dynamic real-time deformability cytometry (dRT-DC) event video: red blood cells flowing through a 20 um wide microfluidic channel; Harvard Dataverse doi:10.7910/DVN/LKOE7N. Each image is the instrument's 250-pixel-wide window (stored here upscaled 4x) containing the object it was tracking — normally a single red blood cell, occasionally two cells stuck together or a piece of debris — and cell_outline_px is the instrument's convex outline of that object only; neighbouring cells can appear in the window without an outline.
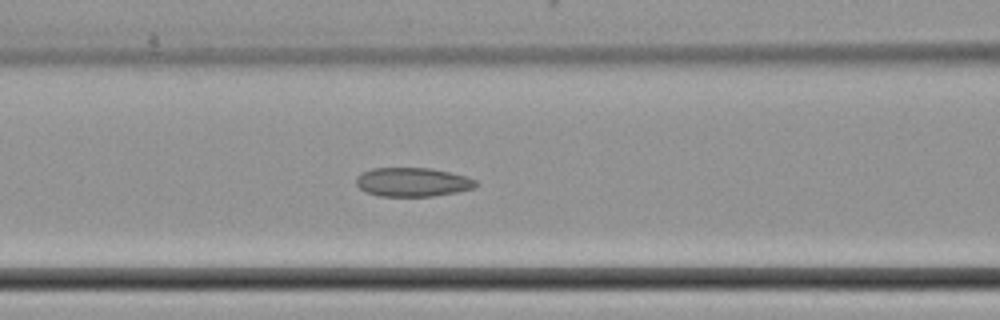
{"species": "common noctule bat (a hibernating species)", "species_latin": "Nyctalus noctula", "temperature_condition": "cold", "stored_images_in_passage": 21, "camera_frame_rate_fps": 3000, "um_per_image_px": 0.085, "animal": {"sex": "female", "body_mass_g": 22.7, "forearm_length_mm": 54.2}, "frame": {"image": 1, "passage_image": 5, "time_ms": 1.333, "image_size_px": [1000, 320], "cell_outline_px": [[480, 184], [476, 188], [456, 192], [432, 196], [380, 196], [368, 192], [360, 188], [356, 184], [356, 176], [360, 172], [372, 168], [432, 168], [464, 176], [476, 180]], "centroid_in_image_um": [35.07, 15.47], "position_along_channel_um": 131.5, "area_um2": 20.23}}
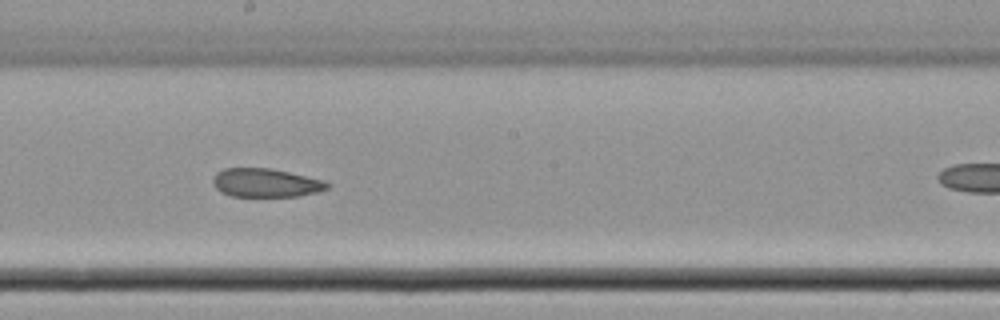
{"frame": {"image": 2, "passage_image": 12, "time_ms": 3.667, "image_size_px": [1000, 320], "cell_outline_px": [[332, 184], [328, 188], [316, 192], [296, 196], [232, 196], [220, 192], [212, 184], [212, 180], [216, 172], [224, 168], [272, 168], [324, 180]], "centroid_in_image_um": [22.57, 15.53], "position_along_channel_um": 225.6, "area_um2": 19.13}}
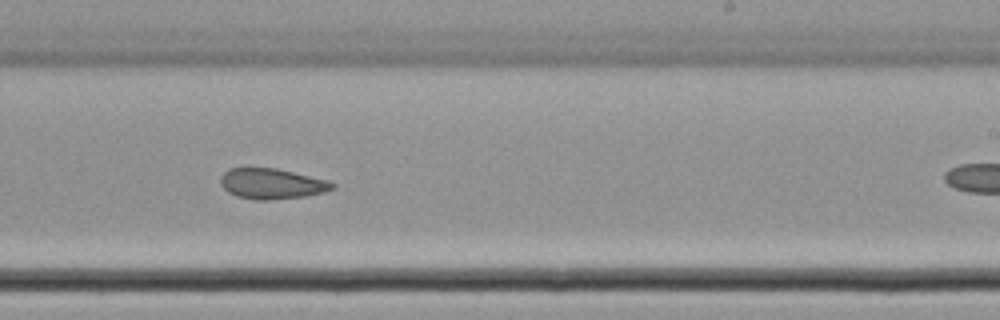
{"frame": {"image": 3, "passage_image": 15, "time_ms": 4.667, "image_size_px": [1000, 320], "cell_outline_px": [[336, 188], [324, 192], [304, 196], [268, 200], [256, 200], [236, 196], [228, 192], [220, 184], [220, 176], [228, 168], [276, 168], [328, 180], [336, 184]], "centroid_in_image_um": [23.1, 15.61], "position_along_channel_um": 265.9, "area_um2": 19.94}}